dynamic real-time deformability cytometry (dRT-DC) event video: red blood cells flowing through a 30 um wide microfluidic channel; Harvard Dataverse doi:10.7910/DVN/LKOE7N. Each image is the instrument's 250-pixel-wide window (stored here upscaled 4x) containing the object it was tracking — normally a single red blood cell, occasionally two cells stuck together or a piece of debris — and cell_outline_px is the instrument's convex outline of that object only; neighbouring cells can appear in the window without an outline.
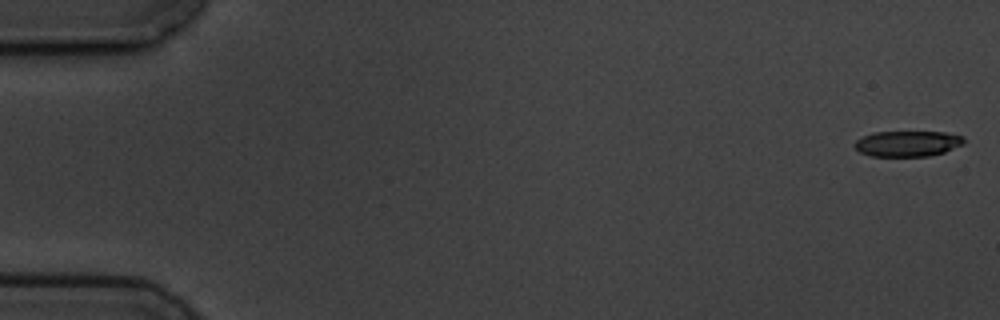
{"species": "common noctule bat (a hibernating species)", "species_latin": "Nyctalus noctula", "temperature_condition": "cold", "stored_images_in_passage": 5, "camera_frame_rate_fps": 3000, "um_per_image_px": 0.085, "animal": {"sex": "male", "body_mass_g": 19.5, "forearm_length_mm": 54.6}, "frame": {"image": 1, "passage_image": 1, "time_ms": 0.0, "image_size_px": [1000, 320], "cell_outline_px": [[964, 144], [944, 152], [928, 156], [872, 156], [860, 152], [856, 148], [856, 140], [872, 132], [944, 132], [964, 136]], "centroid_in_image_um": [77.17, 12.2], "position_along_channel_um": 7.8, "area_um2": 16.24}}
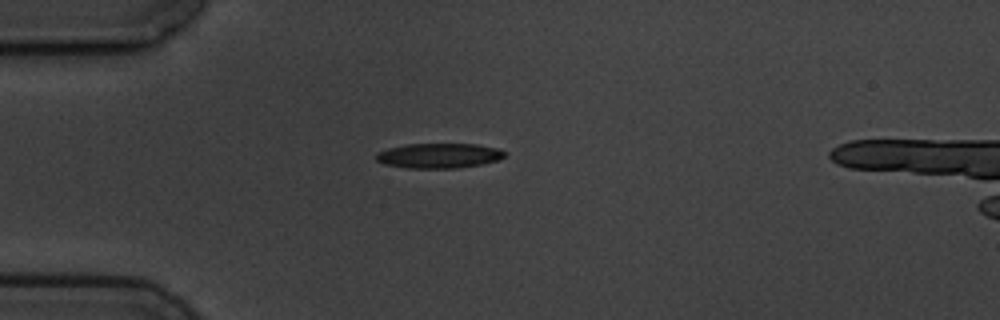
{"frame": {"image": 2, "passage_image": 4, "time_ms": 4.667, "image_size_px": [1000, 320], "cell_outline_px": [[504, 156], [496, 160], [480, 164], [456, 168], [408, 168], [384, 164], [376, 160], [376, 152], [388, 148], [408, 144], [476, 144], [496, 148], [504, 152]], "centroid_in_image_um": [37.24, 13.23], "position_along_channel_um": 47.8, "area_um2": 18.44}}